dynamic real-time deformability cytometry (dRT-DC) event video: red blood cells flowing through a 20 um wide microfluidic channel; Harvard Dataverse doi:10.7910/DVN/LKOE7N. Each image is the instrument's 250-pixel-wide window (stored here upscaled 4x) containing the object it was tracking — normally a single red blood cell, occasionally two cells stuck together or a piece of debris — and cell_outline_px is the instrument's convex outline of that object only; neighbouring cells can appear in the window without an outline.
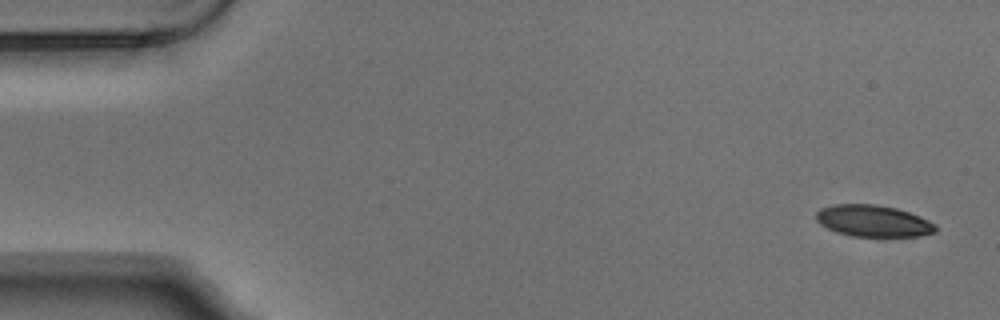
{"species": "Egyptian fruit bat (a non-hibernating species)", "species_latin": "Rousettus aegyptiacus", "temperature_condition": "warm", "stored_images_in_passage": 8, "camera_frame_rate_fps": 3000, "um_per_image_px": 0.085, "animal": {"sex": "male"}, "frame": {"image": 1, "passage_image": 1, "time_ms": 0.0, "image_size_px": [1000, 320], "cell_outline_px": [[936, 232], [920, 236], [852, 236], [836, 232], [820, 224], [816, 220], [816, 212], [820, 208], [832, 204], [880, 204], [896, 208], [920, 216], [936, 224]], "centroid_in_image_um": [74.21, 18.77], "position_along_channel_um": 10.8, "area_um2": 22.14}}
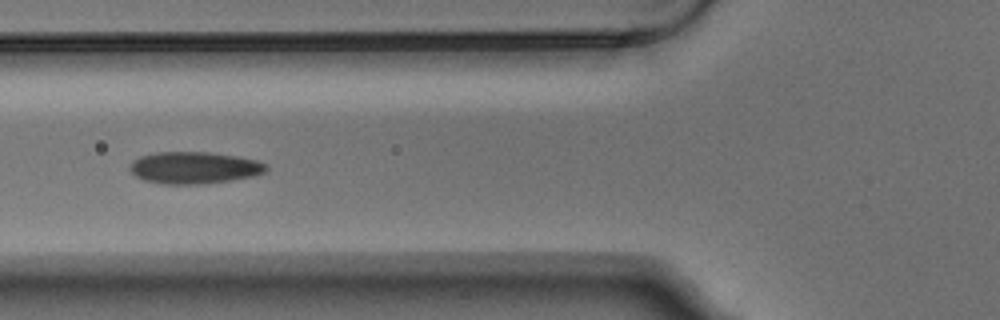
{"frame": {"image": 2, "passage_image": 6, "time_ms": 1.667, "image_size_px": [1000, 320], "cell_outline_px": [[268, 168], [264, 172], [252, 176], [228, 180], [196, 184], [160, 184], [144, 180], [136, 176], [128, 168], [132, 160], [140, 156], [156, 152], [208, 152], [236, 156], [256, 160], [268, 164]], "centroid_in_image_um": [16.46, 14.25], "position_along_channel_um": 109.3, "area_um2": 25.26}}
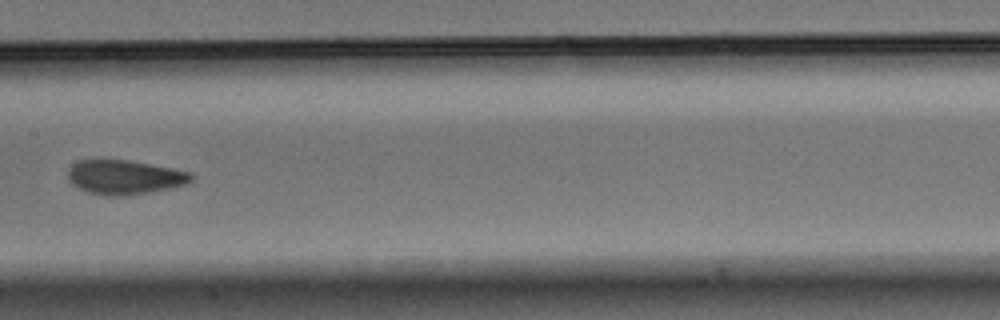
{"frame": {"image": 3, "passage_image": 8, "time_ms": 2.333, "image_size_px": [1000, 320], "cell_outline_px": [[196, 176], [188, 184], [172, 188], [128, 196], [108, 196], [88, 192], [76, 188], [68, 180], [68, 168], [76, 160], [96, 156], [100, 156], [128, 160], [172, 168], [188, 172]], "centroid_in_image_um": [10.52, 15.02], "position_along_channel_um": 196.9, "area_um2": 25.78}}